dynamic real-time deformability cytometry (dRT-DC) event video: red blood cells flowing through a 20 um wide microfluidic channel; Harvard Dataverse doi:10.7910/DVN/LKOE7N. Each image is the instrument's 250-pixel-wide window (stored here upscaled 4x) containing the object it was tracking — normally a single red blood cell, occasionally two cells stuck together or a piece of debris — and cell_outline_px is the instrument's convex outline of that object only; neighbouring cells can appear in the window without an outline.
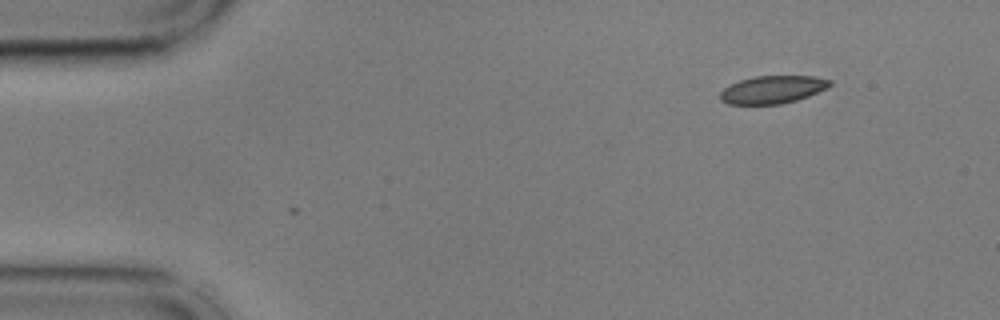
{"species": "common noctule bat (a hibernating species)", "species_latin": "Nyctalus noctula", "temperature_condition": "cold", "stored_images_in_passage": 5, "camera_frame_rate_fps": 3000, "um_per_image_px": 0.085, "animal": {"sex": "male", "body_mass_g": 17.9, "forearm_length_mm": 54.2}, "frame": {"image": 1, "passage_image": 5, "time_ms": 1.333, "image_size_px": [1000, 320], "cell_outline_px": [[832, 84], [828, 88], [808, 96], [796, 100], [780, 104], [728, 104], [720, 100], [720, 92], [724, 88], [740, 80], [756, 76], [812, 76], [832, 80]], "centroid_in_image_um": [65.68, 7.61], "position_along_channel_um": 19.3, "area_um2": 17.69}}